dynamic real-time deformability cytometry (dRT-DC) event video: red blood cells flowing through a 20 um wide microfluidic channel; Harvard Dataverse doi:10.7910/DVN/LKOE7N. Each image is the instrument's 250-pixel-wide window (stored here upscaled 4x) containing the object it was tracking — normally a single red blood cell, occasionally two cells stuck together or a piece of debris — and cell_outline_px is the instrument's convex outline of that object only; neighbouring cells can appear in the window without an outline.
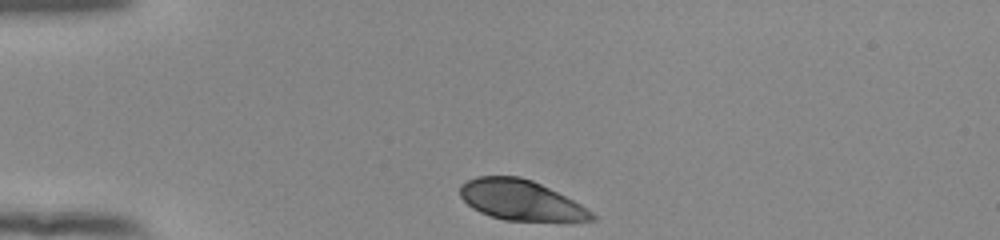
{"species": "human", "species_latin": "Homo sapiens", "temperature_condition": "room temperature", "stored_images_in_passage": 34, "camera_frame_rate_fps": 3000, "um_per_image_px": 0.085, "donor": {"sex": "female"}, "frame": {"image": 1, "passage_image": 1, "time_ms": 0.0, "image_size_px": [1000, 240], "cell_outline_px": [[596, 220], [568, 224], [504, 220], [480, 212], [472, 208], [460, 196], [460, 184], [476, 176], [520, 176], [532, 180], [580, 204], [592, 212], [596, 216]], "centroid_in_image_um": [44.34, 17.07], "position_along_channel_um": 40.7, "area_um2": 31.67}}
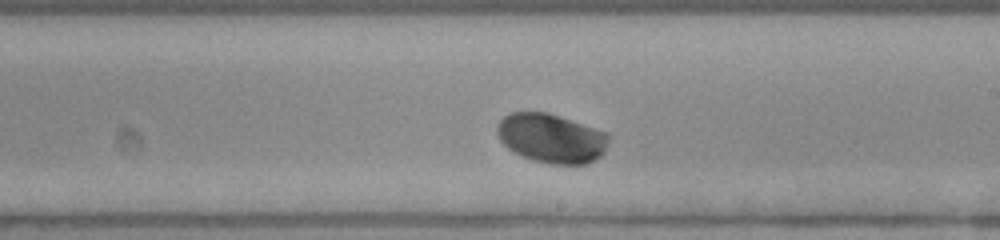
{"frame": {"image": 2, "passage_image": 20, "time_ms": 6.333, "image_size_px": [1000, 240], "cell_outline_px": [[608, 144], [604, 152], [596, 160], [588, 164], [552, 164], [532, 160], [520, 156], [512, 152], [500, 140], [496, 132], [496, 124], [504, 116], [512, 112], [548, 112], [608, 132]], "centroid_in_image_um": [46.86, 11.75], "position_along_channel_um": 242.1, "area_um2": 32.37}}
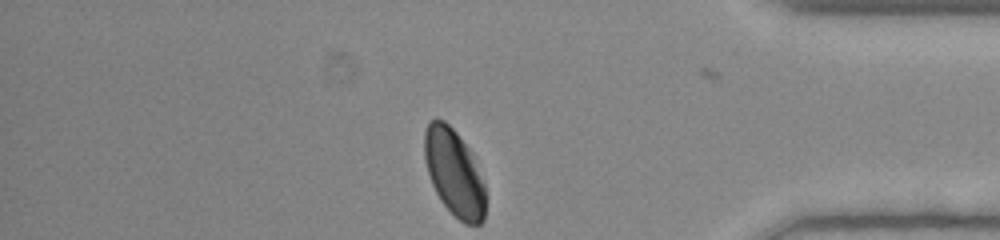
{"frame": {"image": 3, "passage_image": 34, "time_ms": 11.0, "image_size_px": [1000, 240], "cell_outline_px": [[484, 220], [480, 224], [464, 224], [440, 200], [432, 184], [424, 160], [424, 132], [428, 120], [444, 120], [456, 132], [472, 152], [484, 184]], "centroid_in_image_um": [38.59, 14.65], "position_along_channel_um": 396.6, "area_um2": 30.69}, "authors_computed_cell_mechanics": {"area_um2": 32.3391, "velocity_mm_per_s": 3.8125, "shape_relaxation_time_tau1_ms": 2.1659, "shape_relaxation_time_tau2_ms": null, "deformation_change_tau1": 0.142, "deformation_change_tau2": null}}